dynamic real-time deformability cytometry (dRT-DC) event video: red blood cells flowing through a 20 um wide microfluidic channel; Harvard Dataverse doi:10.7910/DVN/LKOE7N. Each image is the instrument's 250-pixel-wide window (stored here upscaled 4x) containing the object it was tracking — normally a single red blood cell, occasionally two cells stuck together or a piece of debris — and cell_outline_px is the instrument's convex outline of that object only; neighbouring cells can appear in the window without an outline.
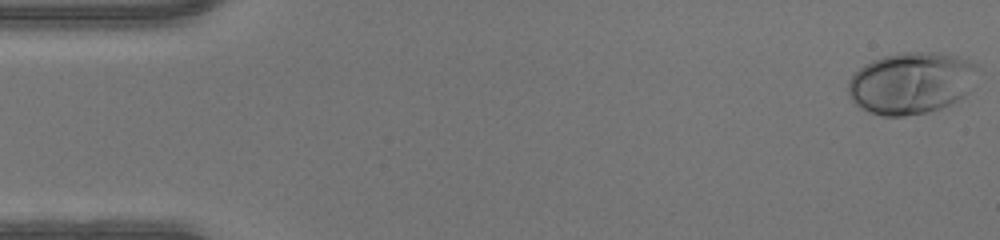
{"species": "human", "species_latin": "Homo sapiens", "temperature_condition": "warm", "stored_images_in_passage": 48, "camera_frame_rate_fps": 3000, "um_per_image_px": 0.085, "donor": {"sex": "male"}, "frame": {"image": 1, "passage_image": 1, "time_ms": 0.0, "image_size_px": [1000, 240], "cell_outline_px": [[980, 68], [968, 92], [964, 96], [940, 108], [928, 112], [904, 116], [884, 116], [860, 108], [852, 100], [848, 92], [848, 80], [864, 64], [872, 60], [884, 56], [904, 52], [936, 52], [956, 56], [968, 60], [976, 64]], "centroid_in_image_um": [77.46, 7.04], "position_along_channel_um": 7.5, "area_um2": 46.53}}
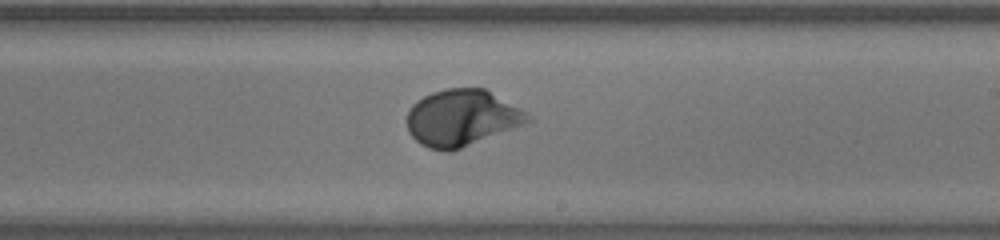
{"frame": {"image": 2, "passage_image": 28, "time_ms": 9.0, "image_size_px": [1000, 240], "cell_outline_px": [[536, 120], [452, 152], [444, 152], [428, 148], [420, 144], [408, 132], [408, 108], [416, 100], [432, 92], [444, 88], [484, 88], [528, 112]], "centroid_in_image_um": [39.28, 10.03], "position_along_channel_um": 249.7, "area_um2": 40.23}}
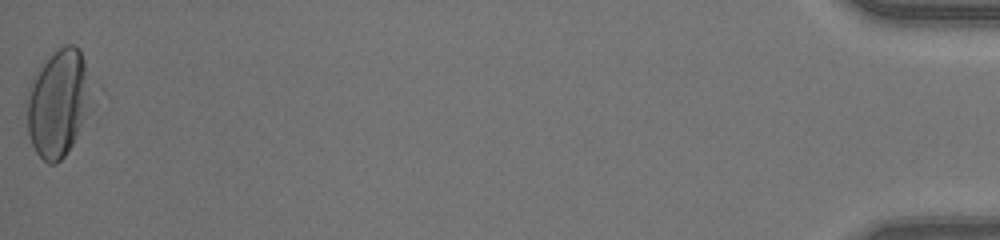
{"frame": {"image": 3, "passage_image": 48, "time_ms": 15.667, "image_size_px": [1000, 240], "cell_outline_px": [[96, 104], [72, 144], [64, 156], [56, 164], [48, 164], [36, 152], [28, 136], [24, 100], [32, 76], [36, 68], [52, 52], [64, 44], [72, 44], [80, 52], [84, 60]], "centroid_in_image_um": [4.95, 8.74], "position_along_channel_um": 430.3, "area_um2": 42.02}}